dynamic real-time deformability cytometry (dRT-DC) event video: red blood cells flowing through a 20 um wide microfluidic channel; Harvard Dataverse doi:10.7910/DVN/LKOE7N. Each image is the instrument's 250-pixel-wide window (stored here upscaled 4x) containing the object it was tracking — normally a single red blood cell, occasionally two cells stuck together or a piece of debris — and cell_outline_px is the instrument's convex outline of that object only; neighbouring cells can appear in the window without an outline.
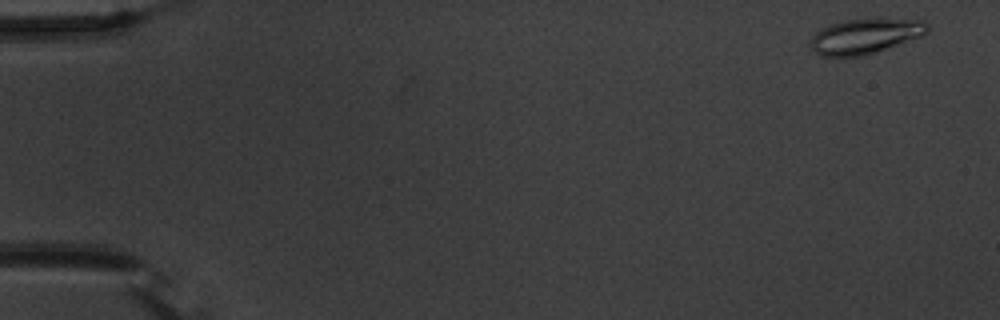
{"species": "common noctule bat (a hibernating species)", "species_latin": "Nyctalus noctula", "temperature_condition": "warm", "stored_images_in_passage": 57, "camera_frame_rate_fps": 3000, "um_per_image_px": 0.085, "animal": {"sex": "male", "body_mass_g": 20.1, "forearm_length_mm": 53.5}, "frame": {"image": 1, "passage_image": 3, "time_ms": 0.667, "image_size_px": [1000, 320], "cell_outline_px": [[928, 32], [924, 36], [864, 56], [824, 56], [816, 52], [812, 48], [812, 36], [820, 28], [828, 24], [844, 20], [916, 16], [924, 20], [928, 24]], "centroid_in_image_um": [73.68, 3.02], "position_along_channel_um": 11.3, "area_um2": 24.74}}
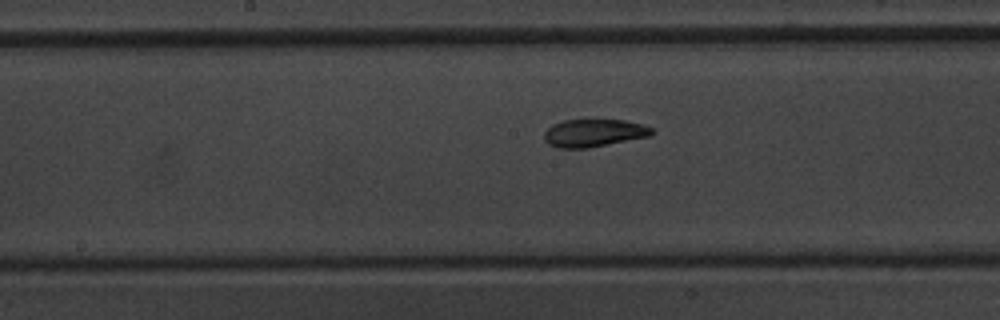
{"frame": {"image": 2, "passage_image": 30, "time_ms": 9.667, "image_size_px": [1000, 320], "cell_outline_px": [[656, 132], [652, 136], [588, 148], [556, 148], [548, 144], [544, 140], [544, 132], [552, 124], [564, 120], [624, 120], [644, 124], [652, 128]], "centroid_in_image_um": [50.5, 11.31], "position_along_channel_um": 197.7, "area_um2": 17.63}}
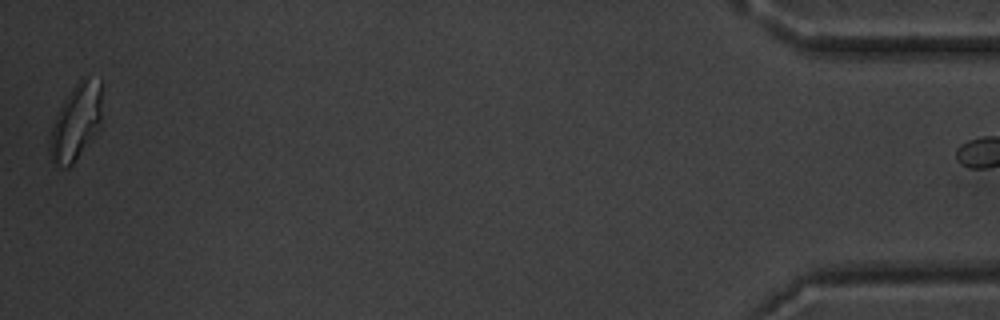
{"frame": {"image": 3, "passage_image": 56, "time_ms": 18.333, "image_size_px": [1000, 320], "cell_outline_px": [[100, 128], [72, 164], [68, 168], [64, 168], [52, 164], [48, 152], [48, 144], [52, 128], [56, 116], [64, 100], [72, 88], [80, 80], [100, 80]], "centroid_in_image_um": [6.41, 10.48], "position_along_channel_um": 428.8, "area_um2": 22.6}}